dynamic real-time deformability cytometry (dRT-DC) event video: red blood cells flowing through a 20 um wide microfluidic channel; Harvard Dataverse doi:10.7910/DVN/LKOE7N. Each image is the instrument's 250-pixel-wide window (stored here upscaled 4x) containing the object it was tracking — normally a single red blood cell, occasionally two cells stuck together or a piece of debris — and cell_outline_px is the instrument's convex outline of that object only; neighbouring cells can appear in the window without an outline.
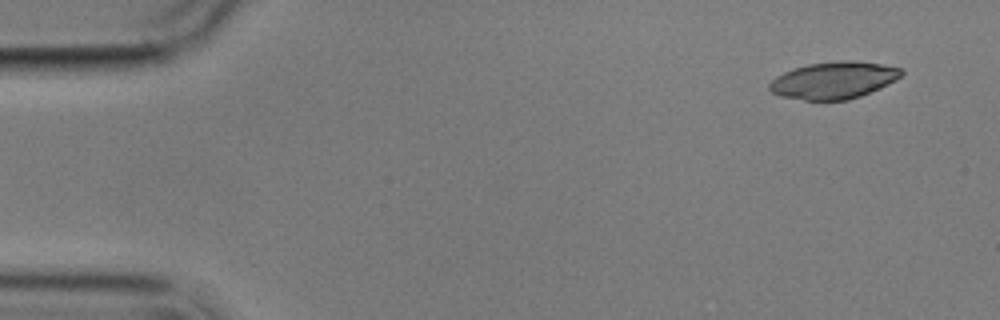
{"species": "common noctule bat (a hibernating species)", "species_latin": "Nyctalus noctula", "temperature_condition": "cold", "stored_images_in_passage": 5, "camera_frame_rate_fps": 3000, "um_per_image_px": 0.085, "animal": {"sex": "male", "body_mass_g": 17.9}, "frame": {"image": 1, "passage_image": 1, "time_ms": 0.0, "image_size_px": [1000, 320], "cell_outline_px": [[904, 72], [896, 80], [880, 88], [860, 96], [848, 100], [804, 100], [780, 96], [772, 92], [768, 88], [768, 84], [776, 76], [784, 72], [808, 64], [880, 64], [904, 68]], "centroid_in_image_um": [70.83, 6.89], "position_along_channel_um": 14.2, "area_um2": 27.28}}